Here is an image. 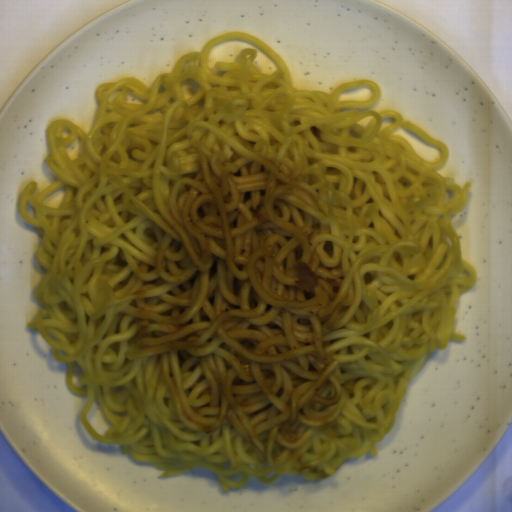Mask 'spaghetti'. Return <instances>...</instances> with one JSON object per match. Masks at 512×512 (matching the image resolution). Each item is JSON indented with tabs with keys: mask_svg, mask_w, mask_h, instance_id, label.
<instances>
[{
	"mask_svg": "<svg viewBox=\"0 0 512 512\" xmlns=\"http://www.w3.org/2000/svg\"><path fill=\"white\" fill-rule=\"evenodd\" d=\"M234 38L278 70L259 74L252 48L207 67ZM364 86L368 101H339ZM94 97L89 133L51 122L53 180L19 196L43 271L27 326L86 397L81 425L161 479L203 468L225 492L377 457L409 382L468 338L454 314L477 274L450 221L473 183L439 177L446 143L373 110L374 82L297 90L244 32L210 38L151 87L129 77ZM61 186L62 205H44ZM301 260L313 293L285 273ZM94 400L106 435L86 419Z\"/></svg>",
	"mask_w": 512,
	"mask_h": 512,
	"instance_id": "obj_1",
	"label": "spaghetti"
}]
</instances>
